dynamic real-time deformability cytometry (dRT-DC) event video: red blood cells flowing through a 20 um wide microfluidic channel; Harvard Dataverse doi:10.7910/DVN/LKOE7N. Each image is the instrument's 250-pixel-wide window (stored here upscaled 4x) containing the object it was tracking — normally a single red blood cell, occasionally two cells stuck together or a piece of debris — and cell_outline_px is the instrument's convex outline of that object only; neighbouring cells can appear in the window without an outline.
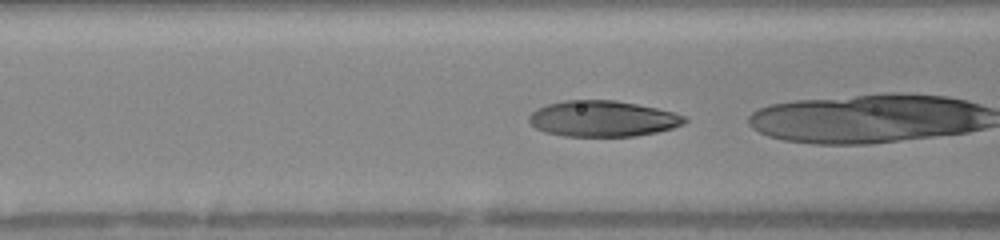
{"species": "human", "species_latin": "Homo sapiens", "temperature_condition": "warm", "stored_images_in_passage": 36, "camera_frame_rate_fps": 3000, "um_per_image_px": 0.085, "donor": {"sex": "female"}, "frame": {"image": 1, "passage_image": 16, "time_ms": 5.0, "image_size_px": [1000, 240], "cell_outline_px": [[688, 120], [684, 124], [672, 128], [656, 132], [636, 136], [564, 136], [544, 132], [536, 128], [528, 120], [528, 116], [536, 108], [548, 104], [564, 100], [616, 100], [656, 108], [672, 112], [684, 116]], "centroid_in_image_um": [51.21, 10.09], "position_along_channel_um": 115.4, "area_um2": 32.54}}